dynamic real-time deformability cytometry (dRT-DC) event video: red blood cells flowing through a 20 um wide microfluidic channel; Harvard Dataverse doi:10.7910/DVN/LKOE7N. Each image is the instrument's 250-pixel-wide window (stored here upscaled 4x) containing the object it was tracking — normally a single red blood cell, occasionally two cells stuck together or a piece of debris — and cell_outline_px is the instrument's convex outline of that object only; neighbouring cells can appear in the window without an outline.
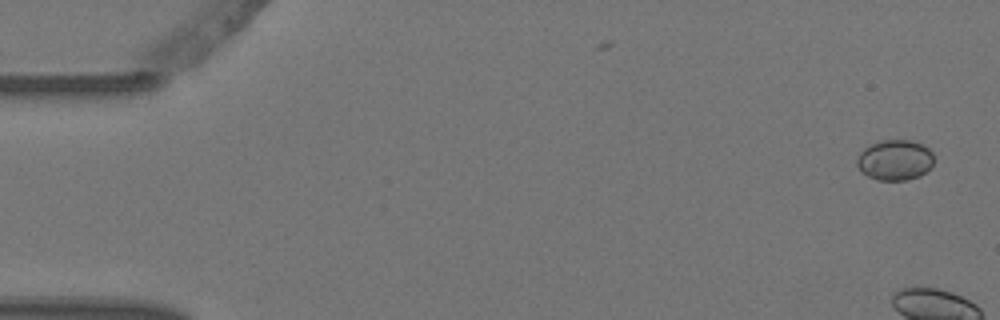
{"species": "Egyptian fruit bat (a non-hibernating species)", "species_latin": "Rousettus aegyptiacus", "temperature_condition": "warm", "stored_images_in_passage": 5, "camera_frame_rate_fps": 3000, "um_per_image_px": 0.085, "animal": {"sex": "female"}, "frame": {"image": 1, "passage_image": 1, "time_ms": 0.0, "image_size_px": [1000, 320], "cell_outline_px": [[932, 164], [920, 176], [908, 180], [876, 180], [868, 176], [856, 164], [856, 160], [860, 152], [864, 148], [880, 140], [912, 140], [928, 148], [932, 152]], "centroid_in_image_um": [76.05, 13.6], "position_along_channel_um": 9.0, "area_um2": 17.98}}